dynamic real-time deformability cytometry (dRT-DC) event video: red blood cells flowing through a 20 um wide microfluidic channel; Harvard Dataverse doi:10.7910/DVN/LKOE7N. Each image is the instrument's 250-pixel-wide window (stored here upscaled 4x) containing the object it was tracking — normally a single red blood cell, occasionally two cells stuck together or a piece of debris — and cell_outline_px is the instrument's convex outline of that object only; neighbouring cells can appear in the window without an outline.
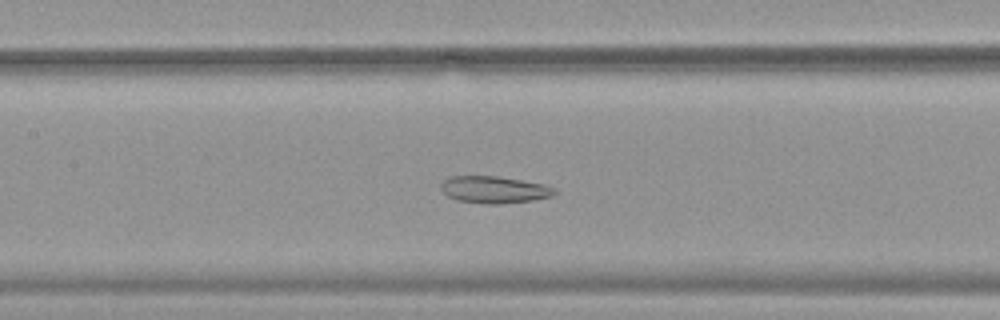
{"species": "common noctule bat (a hibernating species)", "species_latin": "Nyctalus noctula", "temperature_condition": "warm", "stored_images_in_passage": 52, "camera_frame_rate_fps": 3000, "um_per_image_px": 0.085, "animal": {"sex": "female", "body_mass_g": 19.9}, "frame": {"image": 1, "passage_image": 24, "time_ms": 7.667, "image_size_px": [1000, 320], "cell_outline_px": [[556, 192], [552, 196], [532, 200], [500, 204], [488, 204], [456, 200], [448, 196], [440, 188], [440, 184], [444, 180], [452, 176], [496, 176], [544, 184], [556, 188]], "centroid_in_image_um": [42.0, 16.12], "position_along_channel_um": 165.4, "area_um2": 17.8}}
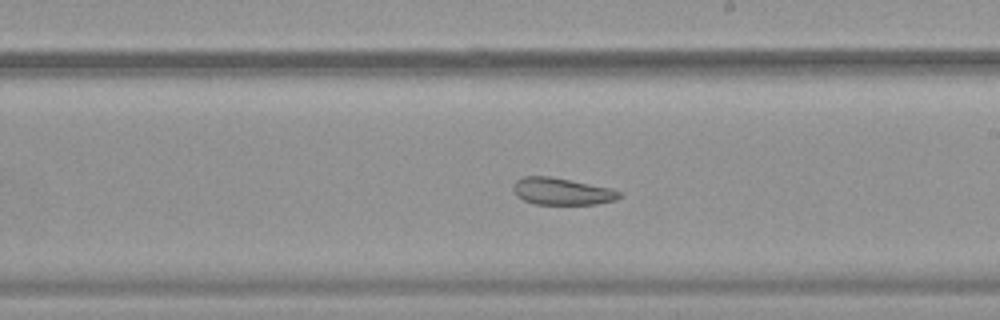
{"frame": {"image": 2, "passage_image": 30, "time_ms": 9.667, "image_size_px": [1000, 320], "cell_outline_px": [[624, 196], [616, 200], [596, 204], [532, 204], [516, 196], [512, 188], [512, 184], [516, 180], [524, 176], [548, 176], [612, 188], [620, 192]], "centroid_in_image_um": [47.75, 16.27], "position_along_channel_um": 241.2, "area_um2": 16.82}}
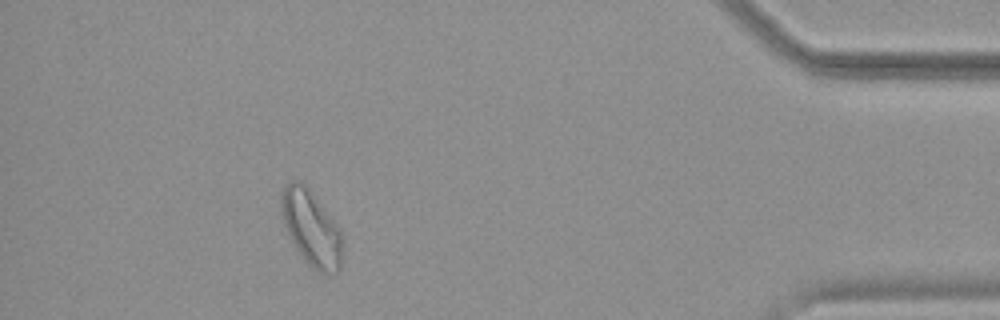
{"frame": {"image": 3, "passage_image": 47, "time_ms": 15.333, "image_size_px": [1000, 320], "cell_outline_px": [[344, 240], [340, 268], [336, 272], [328, 276], [312, 268], [304, 260], [296, 248], [280, 216], [280, 192], [284, 184], [292, 180], [300, 180], [308, 188], [340, 228], [344, 236]], "centroid_in_image_um": [26.46, 19.39], "position_along_channel_um": 408.7, "area_um2": 27.4}, "authors_computed_cell_mechanics": {"area_um2": 24.4783, "velocity_mm_per_s": 3.8192, "shape_relaxation_time_tau1_ms": null, "shape_relaxation_time_tau2_ms": 5.3686, "deformation_change_tau1": null, "deformation_change_tau2": 0.1463}}